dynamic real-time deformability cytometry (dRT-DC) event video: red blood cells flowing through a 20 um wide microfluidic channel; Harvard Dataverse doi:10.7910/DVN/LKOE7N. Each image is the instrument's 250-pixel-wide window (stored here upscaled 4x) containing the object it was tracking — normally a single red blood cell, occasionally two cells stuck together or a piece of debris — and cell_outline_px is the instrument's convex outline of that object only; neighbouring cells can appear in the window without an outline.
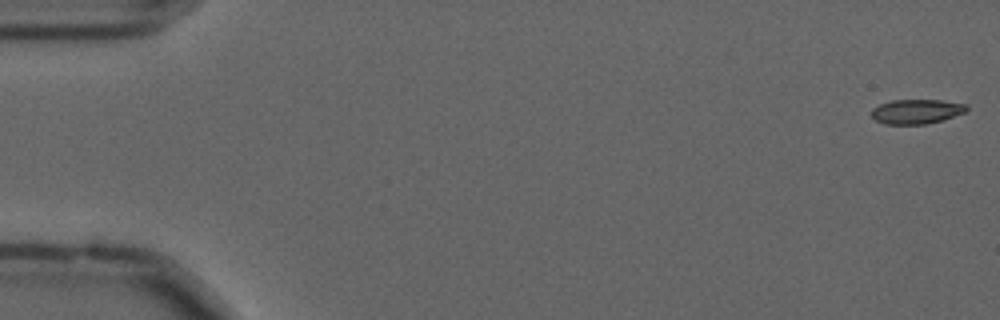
{"species": "common noctule bat (a hibernating species)", "species_latin": "Nyctalus noctula", "temperature_condition": "cold", "stored_images_in_passage": 57, "camera_frame_rate_fps": 3000, "um_per_image_px": 0.085, "animal": {"sex": "male", "forearm_length_mm": 52.5}, "frame": {"image": 1, "passage_image": 1, "time_ms": 0.0, "image_size_px": [1000, 320], "cell_outline_px": [[968, 108], [964, 112], [940, 120], [924, 124], [884, 124], [876, 120], [872, 116], [872, 108], [880, 104], [892, 100], [940, 100], [968, 104]], "centroid_in_image_um": [77.88, 9.47], "position_along_channel_um": 7.1, "area_um2": 13.41}}
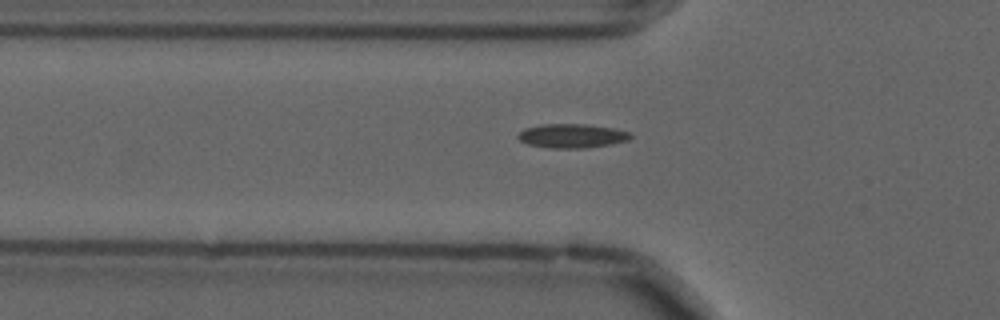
{"frame": {"image": 2, "passage_image": 19, "time_ms": 6.0, "image_size_px": [1000, 320], "cell_outline_px": [[632, 136], [628, 140], [612, 144], [588, 148], [548, 148], [528, 144], [520, 140], [516, 136], [524, 128], [540, 124], [588, 124], [612, 128], [632, 132]], "centroid_in_image_um": [48.62, 11.55], "position_along_channel_um": 77.2, "area_um2": 15.95}}
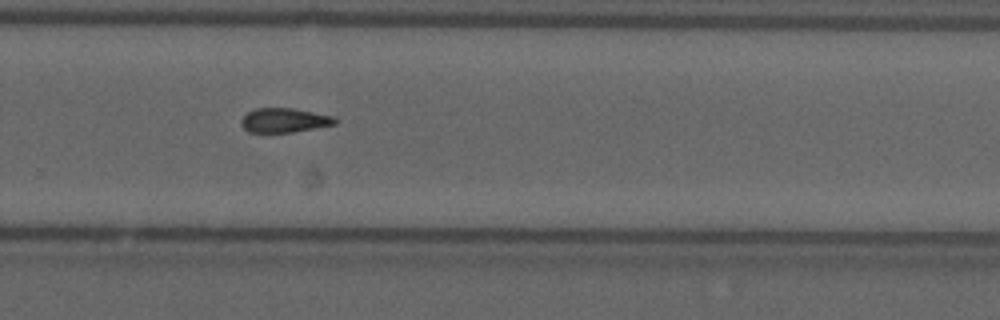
{"frame": {"image": 3, "passage_image": 38, "time_ms": 12.333, "image_size_px": [1000, 320], "cell_outline_px": [[336, 124], [292, 132], [248, 132], [240, 124], [240, 120], [248, 112], [256, 108], [292, 108], [336, 116]], "centroid_in_image_um": [24.16, 10.22], "position_along_channel_um": 305.6, "area_um2": 13.29}, "authors_computed_cell_mechanics": {"area_um2": 13.9298, "velocity_mm_per_s": 3.6071, "shape_relaxation_time_tau1_ms": null, "shape_relaxation_time_tau2_ms": 4.5735, "deformation_change_tau1": null, "deformation_change_tau2": 0.1127}}